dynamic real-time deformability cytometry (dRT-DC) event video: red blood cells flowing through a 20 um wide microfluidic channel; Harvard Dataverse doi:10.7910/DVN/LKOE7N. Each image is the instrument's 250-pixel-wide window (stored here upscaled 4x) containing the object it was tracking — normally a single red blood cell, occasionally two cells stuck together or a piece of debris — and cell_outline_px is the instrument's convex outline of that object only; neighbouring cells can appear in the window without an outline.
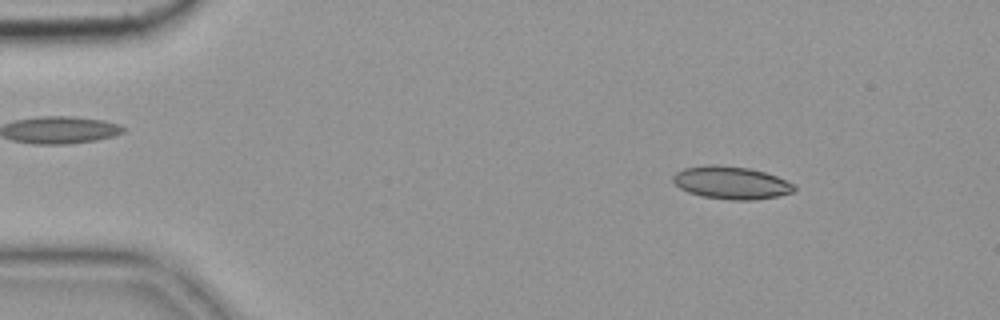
{"species": "common noctule bat (a hibernating species)", "species_latin": "Nyctalus noctula", "temperature_condition": "cold", "stored_images_in_passage": 54, "camera_frame_rate_fps": 3000, "um_per_image_px": 0.085, "animal": {"sex": "female", "body_mass_g": 19.9}, "frame": {"image": 1, "passage_image": 7, "time_ms": 2.0, "image_size_px": [1000, 320], "cell_outline_px": [[796, 188], [792, 192], [776, 196], [756, 200], [732, 200], [700, 196], [688, 192], [680, 188], [672, 180], [672, 176], [676, 172], [684, 168], [708, 164], [712, 164], [748, 168], [764, 172], [776, 176], [792, 184]], "centroid_in_image_um": [62.1, 15.53], "position_along_channel_um": 22.9, "area_um2": 22.95}}
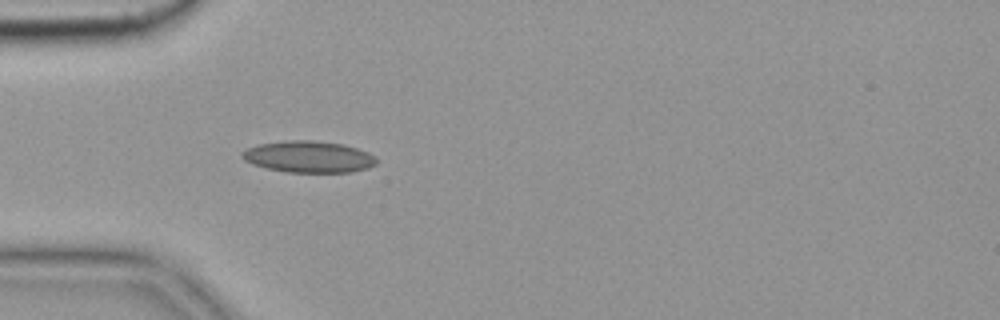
{"frame": {"image": 2, "passage_image": 16, "time_ms": 5.0, "image_size_px": [1000, 320], "cell_outline_px": [[376, 164], [368, 168], [352, 172], [288, 172], [268, 168], [252, 164], [244, 160], [240, 156], [240, 152], [248, 148], [260, 144], [288, 140], [312, 140], [344, 144], [368, 152], [376, 156]], "centroid_in_image_um": [26.24, 13.32], "position_along_channel_um": 58.8, "area_um2": 24.74}}
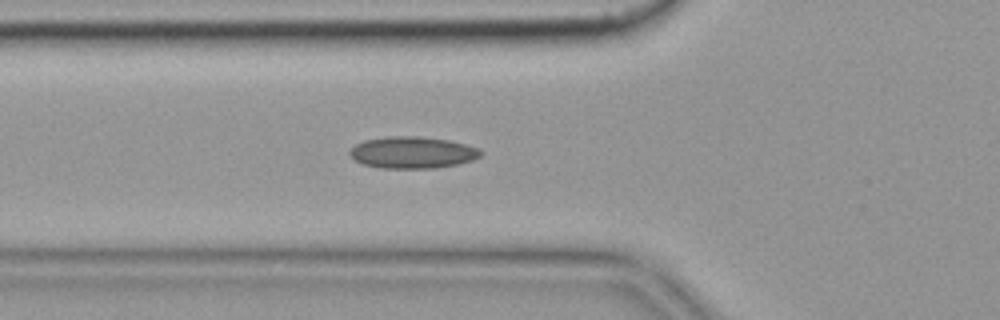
{"frame": {"image": 3, "passage_image": 19, "time_ms": 6.0, "image_size_px": [1000, 320], "cell_outline_px": [[484, 152], [480, 156], [472, 160], [456, 164], [436, 168], [380, 168], [364, 164], [356, 160], [348, 152], [356, 144], [364, 140], [388, 136], [416, 136], [448, 140], [480, 148]], "centroid_in_image_um": [35.07, 12.96], "position_along_channel_um": 90.7, "area_um2": 24.1}, "authors_computed_cell_mechanics": {"area_um2": 22.4264, "velocity_mm_per_s": 3.6466, "shape_relaxation_time_tau1_ms": null, "shape_relaxation_time_tau2_ms": 6.7866, "deformation_change_tau1": null, "deformation_change_tau2": 0.1273}}